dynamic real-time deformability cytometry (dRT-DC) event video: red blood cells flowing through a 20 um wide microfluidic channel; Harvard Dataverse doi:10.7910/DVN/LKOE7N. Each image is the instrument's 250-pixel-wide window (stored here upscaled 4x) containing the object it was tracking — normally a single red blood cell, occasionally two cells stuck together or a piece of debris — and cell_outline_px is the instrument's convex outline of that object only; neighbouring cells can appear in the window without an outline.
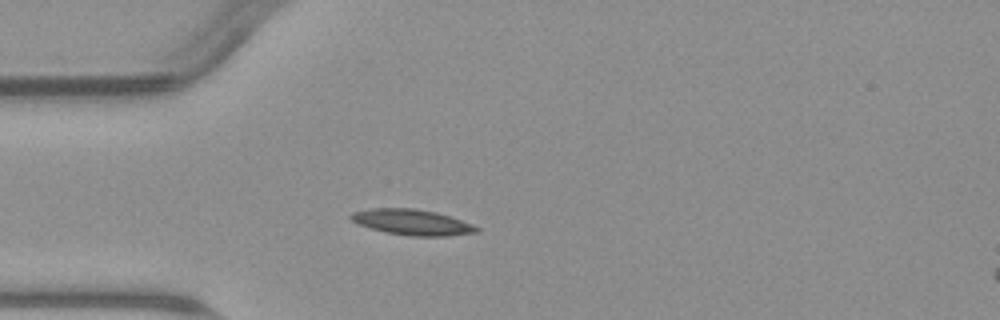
{"species": "common noctule bat (a hibernating species)", "species_latin": "Nyctalus noctula", "temperature_condition": "warm", "stored_images_in_passage": 5, "camera_frame_rate_fps": 3000, "um_per_image_px": 0.085, "animal": {"sex": "male", "body_mass_g": 23.1, "forearm_length_mm": 52.7}, "frame": {"image": 1, "passage_image": 4, "time_ms": 3.667, "image_size_px": [1000, 320], "cell_outline_px": [[480, 232], [448, 236], [412, 236], [384, 232], [360, 224], [352, 220], [348, 216], [352, 212], [372, 208], [416, 208], [436, 212], [472, 224], [480, 228]], "centroid_in_image_um": [35.05, 18.89], "position_along_channel_um": 50.0, "area_um2": 18.73}}